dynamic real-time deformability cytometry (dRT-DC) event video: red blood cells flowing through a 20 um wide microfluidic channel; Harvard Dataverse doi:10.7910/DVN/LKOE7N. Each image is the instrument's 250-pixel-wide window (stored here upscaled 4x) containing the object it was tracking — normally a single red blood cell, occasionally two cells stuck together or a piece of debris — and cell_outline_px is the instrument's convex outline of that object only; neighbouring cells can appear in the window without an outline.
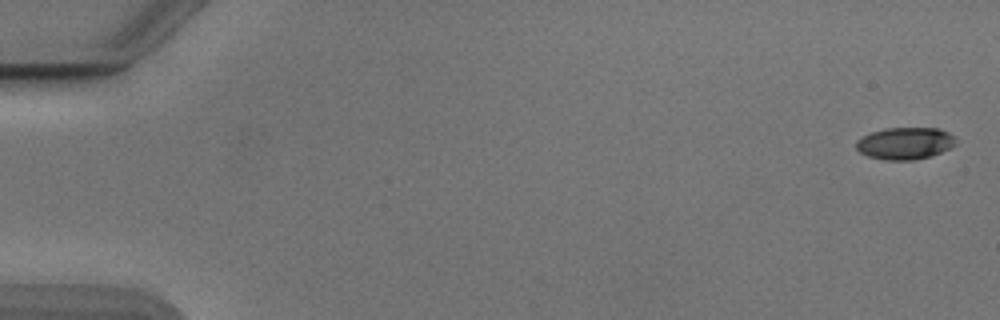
{"species": "Egyptian fruit bat (a non-hibernating species)", "species_latin": "Rousettus aegyptiacus", "temperature_condition": "cold", "stored_images_in_passage": 19, "camera_frame_rate_fps": 3000, "um_per_image_px": 0.085, "animal": {"sex": "male"}, "frame": {"image": 1, "passage_image": 1, "time_ms": 0.0, "image_size_px": [1000, 320], "cell_outline_px": [[956, 136], [952, 144], [948, 148], [940, 152], [928, 156], [912, 160], [888, 160], [868, 156], [860, 152], [856, 148], [856, 140], [872, 132], [884, 128], [940, 128]], "centroid_in_image_um": [76.9, 12.17], "position_along_channel_um": 8.1, "area_um2": 18.32}}
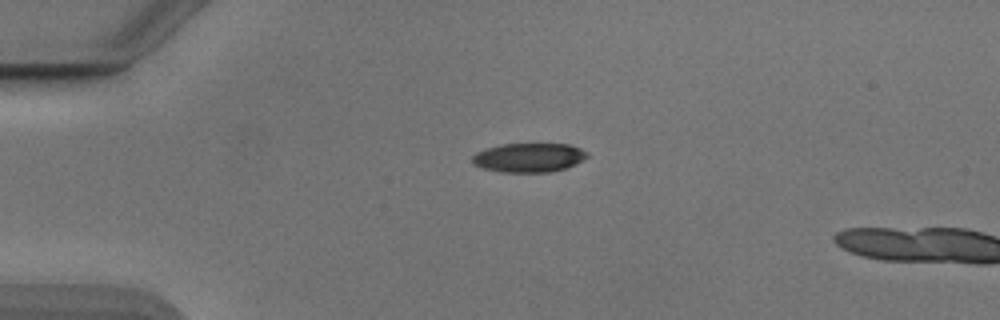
{"frame": {"image": 2, "passage_image": 13, "time_ms": 4.0, "image_size_px": [1000, 320], "cell_outline_px": [[588, 156], [576, 164], [568, 168], [548, 172], [504, 172], [484, 168], [476, 164], [472, 160], [472, 156], [476, 152], [500, 144], [568, 144], [580, 148], [588, 152]], "centroid_in_image_um": [45.0, 13.39], "position_along_channel_um": 40.0, "area_um2": 19.36}}
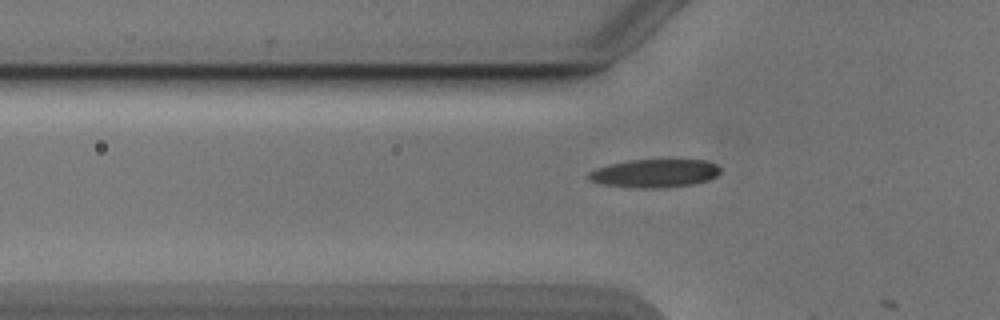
{"frame": {"image": 3, "passage_image": 18, "time_ms": 5.667, "image_size_px": [1000, 320], "cell_outline_px": [[720, 172], [716, 176], [708, 180], [692, 184], [664, 188], [632, 188], [600, 184], [588, 180], [588, 172], [596, 168], [612, 164], [632, 160], [704, 160], [716, 164], [720, 168]], "centroid_in_image_um": [55.62, 14.74], "position_along_channel_um": 70.2, "area_um2": 21.73}}